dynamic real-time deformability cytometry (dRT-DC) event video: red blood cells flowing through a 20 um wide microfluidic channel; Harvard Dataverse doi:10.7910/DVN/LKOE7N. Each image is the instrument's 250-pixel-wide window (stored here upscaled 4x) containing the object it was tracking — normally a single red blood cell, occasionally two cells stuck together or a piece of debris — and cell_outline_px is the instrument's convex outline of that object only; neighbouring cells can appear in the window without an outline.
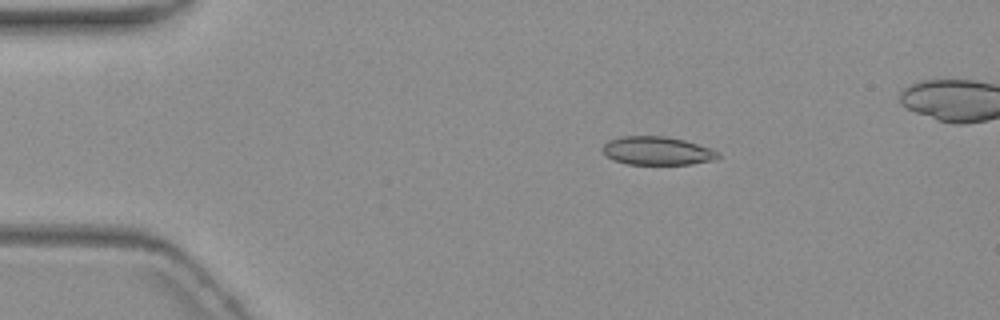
{"species": "common noctule bat (a hibernating species)", "species_latin": "Nyctalus noctula", "temperature_condition": "warm", "stored_images_in_passage": 6, "camera_frame_rate_fps": 3000, "um_per_image_px": 0.085, "animal": {"sex": "female", "body_mass_g": 19.3, "forearm_length_mm": 54.1}, "frame": {"image": 1, "passage_image": 3, "time_ms": 2.333, "image_size_px": [1000, 320], "cell_outline_px": [[720, 156], [716, 160], [692, 164], [628, 164], [616, 160], [608, 156], [600, 148], [608, 140], [620, 136], [664, 136], [684, 140], [720, 152]], "centroid_in_image_um": [55.86, 12.81], "position_along_channel_um": 29.1, "area_um2": 19.02}}